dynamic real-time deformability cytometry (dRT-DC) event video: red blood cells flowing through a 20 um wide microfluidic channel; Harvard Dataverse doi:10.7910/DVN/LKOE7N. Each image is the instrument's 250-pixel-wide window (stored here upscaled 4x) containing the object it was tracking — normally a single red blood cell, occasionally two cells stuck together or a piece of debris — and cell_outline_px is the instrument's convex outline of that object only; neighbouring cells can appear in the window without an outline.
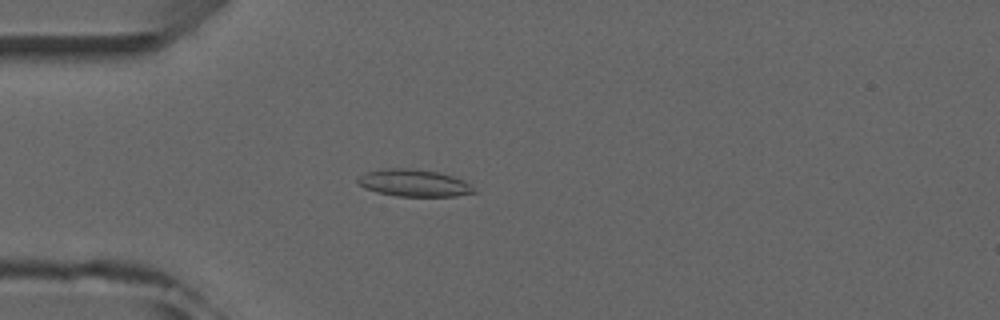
{"species": "common noctule bat (a hibernating species)", "species_latin": "Nyctalus noctula", "temperature_condition": "room temperature", "stored_images_in_passage": 2, "camera_frame_rate_fps": 3000, "um_per_image_px": 0.085, "animal": {"sex": "male", "forearm_length_mm": 52.5}, "frame": {"image": 1, "passage_image": 2, "time_ms": 1.0, "image_size_px": [1000, 320], "cell_outline_px": [[476, 192], [456, 196], [396, 196], [376, 192], [364, 188], [356, 180], [360, 176], [368, 172], [388, 168], [412, 168], [436, 172], [452, 176], [464, 180], [476, 188]], "centroid_in_image_um": [35.21, 15.56], "position_along_channel_um": 49.8, "area_um2": 18.26}}